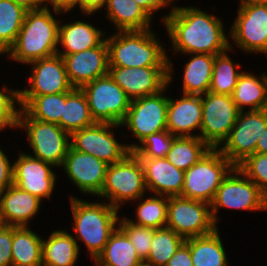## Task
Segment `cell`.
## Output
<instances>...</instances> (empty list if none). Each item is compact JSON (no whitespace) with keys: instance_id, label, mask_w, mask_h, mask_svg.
I'll list each match as a JSON object with an SVG mask.
<instances>
[{"instance_id":"681fc988","label":"cell","mask_w":267,"mask_h":266,"mask_svg":"<svg viewBox=\"0 0 267 266\" xmlns=\"http://www.w3.org/2000/svg\"><path fill=\"white\" fill-rule=\"evenodd\" d=\"M26 10H38L48 7V0H12Z\"/></svg>"},{"instance_id":"4316f807","label":"cell","mask_w":267,"mask_h":266,"mask_svg":"<svg viewBox=\"0 0 267 266\" xmlns=\"http://www.w3.org/2000/svg\"><path fill=\"white\" fill-rule=\"evenodd\" d=\"M243 71L232 93V100L240 111L262 110L267 108V79L261 75ZM247 106V107H246ZM248 108V109H247Z\"/></svg>"},{"instance_id":"816d5d0a","label":"cell","mask_w":267,"mask_h":266,"mask_svg":"<svg viewBox=\"0 0 267 266\" xmlns=\"http://www.w3.org/2000/svg\"><path fill=\"white\" fill-rule=\"evenodd\" d=\"M240 1H248L253 3H264L267 4V0H240Z\"/></svg>"},{"instance_id":"d4e9b609","label":"cell","mask_w":267,"mask_h":266,"mask_svg":"<svg viewBox=\"0 0 267 266\" xmlns=\"http://www.w3.org/2000/svg\"><path fill=\"white\" fill-rule=\"evenodd\" d=\"M80 246L68 231L57 229L42 239V266H75Z\"/></svg>"},{"instance_id":"83f0119b","label":"cell","mask_w":267,"mask_h":266,"mask_svg":"<svg viewBox=\"0 0 267 266\" xmlns=\"http://www.w3.org/2000/svg\"><path fill=\"white\" fill-rule=\"evenodd\" d=\"M193 266H230L219 229L212 233L185 239Z\"/></svg>"},{"instance_id":"d6986e66","label":"cell","mask_w":267,"mask_h":266,"mask_svg":"<svg viewBox=\"0 0 267 266\" xmlns=\"http://www.w3.org/2000/svg\"><path fill=\"white\" fill-rule=\"evenodd\" d=\"M31 65V74L27 78L29 87L19 90V95H50L71 91L74 87L69 82L62 56L35 60Z\"/></svg>"},{"instance_id":"d6a6232c","label":"cell","mask_w":267,"mask_h":266,"mask_svg":"<svg viewBox=\"0 0 267 266\" xmlns=\"http://www.w3.org/2000/svg\"><path fill=\"white\" fill-rule=\"evenodd\" d=\"M87 98L81 88L65 92L61 128L69 134L95 124Z\"/></svg>"},{"instance_id":"8992f818","label":"cell","mask_w":267,"mask_h":266,"mask_svg":"<svg viewBox=\"0 0 267 266\" xmlns=\"http://www.w3.org/2000/svg\"><path fill=\"white\" fill-rule=\"evenodd\" d=\"M234 167L218 149L211 148L185 171L181 197L211 204L222 180Z\"/></svg>"},{"instance_id":"30bf717a","label":"cell","mask_w":267,"mask_h":266,"mask_svg":"<svg viewBox=\"0 0 267 266\" xmlns=\"http://www.w3.org/2000/svg\"><path fill=\"white\" fill-rule=\"evenodd\" d=\"M202 121L200 137L210 148L218 149L228 138L240 110L231 95L207 92L201 95Z\"/></svg>"},{"instance_id":"d590c367","label":"cell","mask_w":267,"mask_h":266,"mask_svg":"<svg viewBox=\"0 0 267 266\" xmlns=\"http://www.w3.org/2000/svg\"><path fill=\"white\" fill-rule=\"evenodd\" d=\"M27 11L12 0H0V55L15 43Z\"/></svg>"},{"instance_id":"7dc6e473","label":"cell","mask_w":267,"mask_h":266,"mask_svg":"<svg viewBox=\"0 0 267 266\" xmlns=\"http://www.w3.org/2000/svg\"><path fill=\"white\" fill-rule=\"evenodd\" d=\"M107 0H79V10L85 15L92 16L96 12H101L102 8H105Z\"/></svg>"},{"instance_id":"e575fe53","label":"cell","mask_w":267,"mask_h":266,"mask_svg":"<svg viewBox=\"0 0 267 266\" xmlns=\"http://www.w3.org/2000/svg\"><path fill=\"white\" fill-rule=\"evenodd\" d=\"M230 49L221 54L215 55L213 73L210 84V92L215 94L232 95L238 78L243 71L241 63L233 62L228 51H233V42L230 41ZM232 59V60H231Z\"/></svg>"},{"instance_id":"52a82bcc","label":"cell","mask_w":267,"mask_h":266,"mask_svg":"<svg viewBox=\"0 0 267 266\" xmlns=\"http://www.w3.org/2000/svg\"><path fill=\"white\" fill-rule=\"evenodd\" d=\"M17 129L25 130L32 155L55 167H61L70 147V134L58 124L31 118L22 108Z\"/></svg>"},{"instance_id":"7402d4cb","label":"cell","mask_w":267,"mask_h":266,"mask_svg":"<svg viewBox=\"0 0 267 266\" xmlns=\"http://www.w3.org/2000/svg\"><path fill=\"white\" fill-rule=\"evenodd\" d=\"M42 200L12 184L0 191V224L29 226L41 210Z\"/></svg>"},{"instance_id":"2e32d148","label":"cell","mask_w":267,"mask_h":266,"mask_svg":"<svg viewBox=\"0 0 267 266\" xmlns=\"http://www.w3.org/2000/svg\"><path fill=\"white\" fill-rule=\"evenodd\" d=\"M53 168L54 165L21 150L13 162V184L40 200L52 199L58 180Z\"/></svg>"},{"instance_id":"b9f144b4","label":"cell","mask_w":267,"mask_h":266,"mask_svg":"<svg viewBox=\"0 0 267 266\" xmlns=\"http://www.w3.org/2000/svg\"><path fill=\"white\" fill-rule=\"evenodd\" d=\"M236 167L267 196V154L249 155Z\"/></svg>"},{"instance_id":"ee69618b","label":"cell","mask_w":267,"mask_h":266,"mask_svg":"<svg viewBox=\"0 0 267 266\" xmlns=\"http://www.w3.org/2000/svg\"><path fill=\"white\" fill-rule=\"evenodd\" d=\"M13 184V162L0 147V191L5 190Z\"/></svg>"},{"instance_id":"f6af8a7d","label":"cell","mask_w":267,"mask_h":266,"mask_svg":"<svg viewBox=\"0 0 267 266\" xmlns=\"http://www.w3.org/2000/svg\"><path fill=\"white\" fill-rule=\"evenodd\" d=\"M165 266H193L190 248L183 243Z\"/></svg>"},{"instance_id":"836d02e7","label":"cell","mask_w":267,"mask_h":266,"mask_svg":"<svg viewBox=\"0 0 267 266\" xmlns=\"http://www.w3.org/2000/svg\"><path fill=\"white\" fill-rule=\"evenodd\" d=\"M210 149L198 136H176L165 158L175 167L186 171L196 164Z\"/></svg>"},{"instance_id":"bcb514c9","label":"cell","mask_w":267,"mask_h":266,"mask_svg":"<svg viewBox=\"0 0 267 266\" xmlns=\"http://www.w3.org/2000/svg\"><path fill=\"white\" fill-rule=\"evenodd\" d=\"M137 4L153 19L155 12L171 6V0H135Z\"/></svg>"},{"instance_id":"603a6c76","label":"cell","mask_w":267,"mask_h":266,"mask_svg":"<svg viewBox=\"0 0 267 266\" xmlns=\"http://www.w3.org/2000/svg\"><path fill=\"white\" fill-rule=\"evenodd\" d=\"M167 130L174 136L196 137L202 121L201 95L182 94L181 98L169 97Z\"/></svg>"},{"instance_id":"c3c4849f","label":"cell","mask_w":267,"mask_h":266,"mask_svg":"<svg viewBox=\"0 0 267 266\" xmlns=\"http://www.w3.org/2000/svg\"><path fill=\"white\" fill-rule=\"evenodd\" d=\"M49 7L62 12H70L79 7V0H48ZM78 6V7H77Z\"/></svg>"},{"instance_id":"5b68a950","label":"cell","mask_w":267,"mask_h":266,"mask_svg":"<svg viewBox=\"0 0 267 266\" xmlns=\"http://www.w3.org/2000/svg\"><path fill=\"white\" fill-rule=\"evenodd\" d=\"M147 191L139 157L131 151L122 160L109 164L98 198H107L111 206L121 210L123 203L136 201Z\"/></svg>"},{"instance_id":"7bdbcfd3","label":"cell","mask_w":267,"mask_h":266,"mask_svg":"<svg viewBox=\"0 0 267 266\" xmlns=\"http://www.w3.org/2000/svg\"><path fill=\"white\" fill-rule=\"evenodd\" d=\"M13 226L0 224V266L12 265Z\"/></svg>"},{"instance_id":"ffe728a7","label":"cell","mask_w":267,"mask_h":266,"mask_svg":"<svg viewBox=\"0 0 267 266\" xmlns=\"http://www.w3.org/2000/svg\"><path fill=\"white\" fill-rule=\"evenodd\" d=\"M59 56L63 57L69 82L74 88H81L108 74L109 58L106 39L91 49Z\"/></svg>"},{"instance_id":"277c9868","label":"cell","mask_w":267,"mask_h":266,"mask_svg":"<svg viewBox=\"0 0 267 266\" xmlns=\"http://www.w3.org/2000/svg\"><path fill=\"white\" fill-rule=\"evenodd\" d=\"M70 197L73 217L72 235L78 245L82 241L93 262L102 253L111 233L118 227L119 209L107 202L85 201L76 196ZM77 238V239H76Z\"/></svg>"},{"instance_id":"8d00e7d4","label":"cell","mask_w":267,"mask_h":266,"mask_svg":"<svg viewBox=\"0 0 267 266\" xmlns=\"http://www.w3.org/2000/svg\"><path fill=\"white\" fill-rule=\"evenodd\" d=\"M142 201V202H141ZM136 204L135 221L129 219L130 222L136 225L160 229L166 227L167 223V205L168 197L162 195H150L146 198L144 195L133 201Z\"/></svg>"},{"instance_id":"74e56055","label":"cell","mask_w":267,"mask_h":266,"mask_svg":"<svg viewBox=\"0 0 267 266\" xmlns=\"http://www.w3.org/2000/svg\"><path fill=\"white\" fill-rule=\"evenodd\" d=\"M185 239L167 227L155 229L151 248L145 262L151 266H165Z\"/></svg>"},{"instance_id":"3957f363","label":"cell","mask_w":267,"mask_h":266,"mask_svg":"<svg viewBox=\"0 0 267 266\" xmlns=\"http://www.w3.org/2000/svg\"><path fill=\"white\" fill-rule=\"evenodd\" d=\"M46 7L26 12L24 22L15 43L5 53L9 59L21 64L57 55L59 49V25L57 15L67 14ZM53 15H56L53 16Z\"/></svg>"},{"instance_id":"7a4b0ae2","label":"cell","mask_w":267,"mask_h":266,"mask_svg":"<svg viewBox=\"0 0 267 266\" xmlns=\"http://www.w3.org/2000/svg\"><path fill=\"white\" fill-rule=\"evenodd\" d=\"M116 31L105 37L109 67H168V85L174 75L173 63L155 31Z\"/></svg>"},{"instance_id":"44dd1931","label":"cell","mask_w":267,"mask_h":266,"mask_svg":"<svg viewBox=\"0 0 267 266\" xmlns=\"http://www.w3.org/2000/svg\"><path fill=\"white\" fill-rule=\"evenodd\" d=\"M144 171L145 185L150 194L166 197L181 196L185 171L166 158H139Z\"/></svg>"},{"instance_id":"7c38bea8","label":"cell","mask_w":267,"mask_h":266,"mask_svg":"<svg viewBox=\"0 0 267 266\" xmlns=\"http://www.w3.org/2000/svg\"><path fill=\"white\" fill-rule=\"evenodd\" d=\"M166 227L184 239L207 235L218 228L210 204L181 196L168 197Z\"/></svg>"},{"instance_id":"f5cc1de1","label":"cell","mask_w":267,"mask_h":266,"mask_svg":"<svg viewBox=\"0 0 267 266\" xmlns=\"http://www.w3.org/2000/svg\"><path fill=\"white\" fill-rule=\"evenodd\" d=\"M136 266H151L150 264H148L147 262L145 261H142L141 263H139L138 265Z\"/></svg>"},{"instance_id":"6da1fadb","label":"cell","mask_w":267,"mask_h":266,"mask_svg":"<svg viewBox=\"0 0 267 266\" xmlns=\"http://www.w3.org/2000/svg\"><path fill=\"white\" fill-rule=\"evenodd\" d=\"M161 19L171 39L173 47L170 50L173 48L174 55H218L230 49L223 21L199 7L174 5Z\"/></svg>"},{"instance_id":"9a60e30c","label":"cell","mask_w":267,"mask_h":266,"mask_svg":"<svg viewBox=\"0 0 267 266\" xmlns=\"http://www.w3.org/2000/svg\"><path fill=\"white\" fill-rule=\"evenodd\" d=\"M166 86L159 93L132 100L121 126L127 127L140 143L153 133L167 130V107L169 96Z\"/></svg>"},{"instance_id":"e0dca14e","label":"cell","mask_w":267,"mask_h":266,"mask_svg":"<svg viewBox=\"0 0 267 266\" xmlns=\"http://www.w3.org/2000/svg\"><path fill=\"white\" fill-rule=\"evenodd\" d=\"M108 164L93 155L69 147L62 164L69 180L83 195L98 197L104 185Z\"/></svg>"},{"instance_id":"8fae6325","label":"cell","mask_w":267,"mask_h":266,"mask_svg":"<svg viewBox=\"0 0 267 266\" xmlns=\"http://www.w3.org/2000/svg\"><path fill=\"white\" fill-rule=\"evenodd\" d=\"M237 10L229 38L247 53L267 55V4L240 1Z\"/></svg>"},{"instance_id":"f35d334b","label":"cell","mask_w":267,"mask_h":266,"mask_svg":"<svg viewBox=\"0 0 267 266\" xmlns=\"http://www.w3.org/2000/svg\"><path fill=\"white\" fill-rule=\"evenodd\" d=\"M176 136L168 130L148 135L140 143L127 144L139 158H165Z\"/></svg>"},{"instance_id":"1f68e13d","label":"cell","mask_w":267,"mask_h":266,"mask_svg":"<svg viewBox=\"0 0 267 266\" xmlns=\"http://www.w3.org/2000/svg\"><path fill=\"white\" fill-rule=\"evenodd\" d=\"M20 108L31 118L38 121L58 124L61 127V115L65 104V93L50 95H19Z\"/></svg>"},{"instance_id":"9c48e42d","label":"cell","mask_w":267,"mask_h":266,"mask_svg":"<svg viewBox=\"0 0 267 266\" xmlns=\"http://www.w3.org/2000/svg\"><path fill=\"white\" fill-rule=\"evenodd\" d=\"M81 89L95 122L121 125L131 100L109 73L85 84Z\"/></svg>"},{"instance_id":"f907efd6","label":"cell","mask_w":267,"mask_h":266,"mask_svg":"<svg viewBox=\"0 0 267 266\" xmlns=\"http://www.w3.org/2000/svg\"><path fill=\"white\" fill-rule=\"evenodd\" d=\"M255 153L258 154H267V126L262 135L258 138Z\"/></svg>"},{"instance_id":"4fadbf2b","label":"cell","mask_w":267,"mask_h":266,"mask_svg":"<svg viewBox=\"0 0 267 266\" xmlns=\"http://www.w3.org/2000/svg\"><path fill=\"white\" fill-rule=\"evenodd\" d=\"M267 126V108L240 111L228 138L218 150L236 167L255 153L258 138Z\"/></svg>"},{"instance_id":"f546056e","label":"cell","mask_w":267,"mask_h":266,"mask_svg":"<svg viewBox=\"0 0 267 266\" xmlns=\"http://www.w3.org/2000/svg\"><path fill=\"white\" fill-rule=\"evenodd\" d=\"M42 239L28 226H13L12 265L42 266Z\"/></svg>"},{"instance_id":"cb8c5ba5","label":"cell","mask_w":267,"mask_h":266,"mask_svg":"<svg viewBox=\"0 0 267 266\" xmlns=\"http://www.w3.org/2000/svg\"><path fill=\"white\" fill-rule=\"evenodd\" d=\"M59 25V44L57 55H68L98 46L105 39V31L95 28L89 21H72ZM65 49L64 51L62 49Z\"/></svg>"},{"instance_id":"484cf974","label":"cell","mask_w":267,"mask_h":266,"mask_svg":"<svg viewBox=\"0 0 267 266\" xmlns=\"http://www.w3.org/2000/svg\"><path fill=\"white\" fill-rule=\"evenodd\" d=\"M106 17L116 31H142L151 28L152 18L135 0H107Z\"/></svg>"},{"instance_id":"ba28073f","label":"cell","mask_w":267,"mask_h":266,"mask_svg":"<svg viewBox=\"0 0 267 266\" xmlns=\"http://www.w3.org/2000/svg\"><path fill=\"white\" fill-rule=\"evenodd\" d=\"M210 207L213 221L218 227L220 216L217 213L221 208L267 211V196L252 180L234 167L222 180Z\"/></svg>"},{"instance_id":"60d3db41","label":"cell","mask_w":267,"mask_h":266,"mask_svg":"<svg viewBox=\"0 0 267 266\" xmlns=\"http://www.w3.org/2000/svg\"><path fill=\"white\" fill-rule=\"evenodd\" d=\"M8 88L3 85L0 89V131L7 129V127L17 129L18 126V116L21 109L18 106L20 105L19 90Z\"/></svg>"},{"instance_id":"4dcf8cb0","label":"cell","mask_w":267,"mask_h":266,"mask_svg":"<svg viewBox=\"0 0 267 266\" xmlns=\"http://www.w3.org/2000/svg\"><path fill=\"white\" fill-rule=\"evenodd\" d=\"M141 262L129 238L119 227L111 233L104 250L94 261L96 266H136Z\"/></svg>"},{"instance_id":"5bb4252c","label":"cell","mask_w":267,"mask_h":266,"mask_svg":"<svg viewBox=\"0 0 267 266\" xmlns=\"http://www.w3.org/2000/svg\"><path fill=\"white\" fill-rule=\"evenodd\" d=\"M118 124L98 123L74 131L70 134V147L76 151L87 153L105 161L108 165L122 160L131 150L127 143L118 142L114 128ZM113 128V129H112Z\"/></svg>"},{"instance_id":"ab89813d","label":"cell","mask_w":267,"mask_h":266,"mask_svg":"<svg viewBox=\"0 0 267 266\" xmlns=\"http://www.w3.org/2000/svg\"><path fill=\"white\" fill-rule=\"evenodd\" d=\"M118 227L127 235L142 261L148 257L155 229L133 224L128 217L119 218Z\"/></svg>"},{"instance_id":"f1b7e54d","label":"cell","mask_w":267,"mask_h":266,"mask_svg":"<svg viewBox=\"0 0 267 266\" xmlns=\"http://www.w3.org/2000/svg\"><path fill=\"white\" fill-rule=\"evenodd\" d=\"M190 58L184 65L182 93L203 95L209 92L215 55L183 54Z\"/></svg>"},{"instance_id":"ac0fdd59","label":"cell","mask_w":267,"mask_h":266,"mask_svg":"<svg viewBox=\"0 0 267 266\" xmlns=\"http://www.w3.org/2000/svg\"><path fill=\"white\" fill-rule=\"evenodd\" d=\"M108 73L131 101L169 87L168 67H109Z\"/></svg>"}]
</instances>
